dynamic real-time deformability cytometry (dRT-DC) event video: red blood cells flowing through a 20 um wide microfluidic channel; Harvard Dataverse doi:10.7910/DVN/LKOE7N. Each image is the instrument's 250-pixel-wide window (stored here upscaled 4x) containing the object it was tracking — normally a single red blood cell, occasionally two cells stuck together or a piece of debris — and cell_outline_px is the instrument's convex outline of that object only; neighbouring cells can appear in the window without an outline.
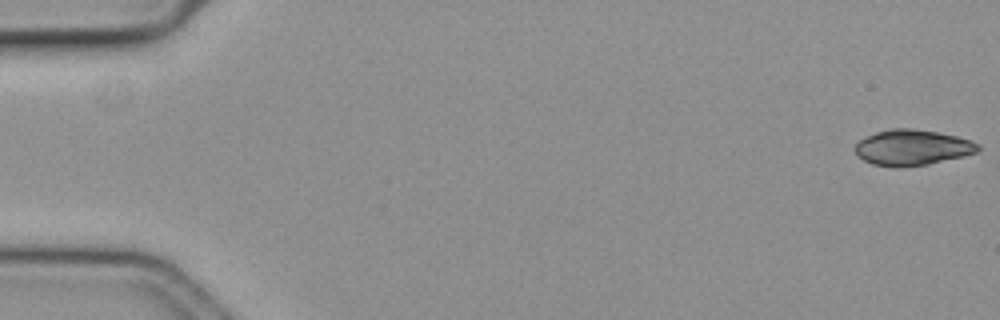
{"species": "common noctule bat (a hibernating species)", "species_latin": "Nyctalus noctula", "temperature_condition": "cold", "stored_images_in_passage": 16, "camera_frame_rate_fps": 3000, "um_per_image_px": 0.085, "animal": {"sex": "female", "body_mass_g": 19.3, "forearm_length_mm": 54.1}, "frame": {"image": 1, "passage_image": 1, "time_ms": 0.0, "image_size_px": [1000, 320], "cell_outline_px": [[980, 148], [976, 152], [964, 156], [928, 164], [900, 168], [896, 168], [872, 164], [856, 156], [852, 148], [860, 140], [876, 132], [888, 128], [912, 128], [940, 132], [972, 140], [980, 144]], "centroid_in_image_um": [77.52, 12.54], "position_along_channel_um": 7.5, "area_um2": 25.95}}
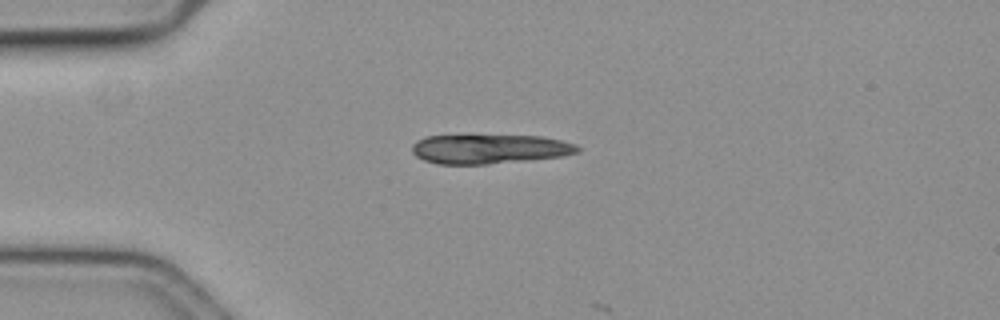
{"frame": {"image": 2, "passage_image": 15, "time_ms": 4.667, "image_size_px": [1000, 320], "cell_outline_px": [[580, 152], [560, 156], [488, 164], [436, 164], [424, 160], [416, 156], [412, 152], [412, 144], [416, 140], [424, 136], [540, 136], [560, 140], [576, 144], [580, 148]], "centroid_in_image_um": [41.56, 12.67], "position_along_channel_um": 43.4, "area_um2": 28.09}}